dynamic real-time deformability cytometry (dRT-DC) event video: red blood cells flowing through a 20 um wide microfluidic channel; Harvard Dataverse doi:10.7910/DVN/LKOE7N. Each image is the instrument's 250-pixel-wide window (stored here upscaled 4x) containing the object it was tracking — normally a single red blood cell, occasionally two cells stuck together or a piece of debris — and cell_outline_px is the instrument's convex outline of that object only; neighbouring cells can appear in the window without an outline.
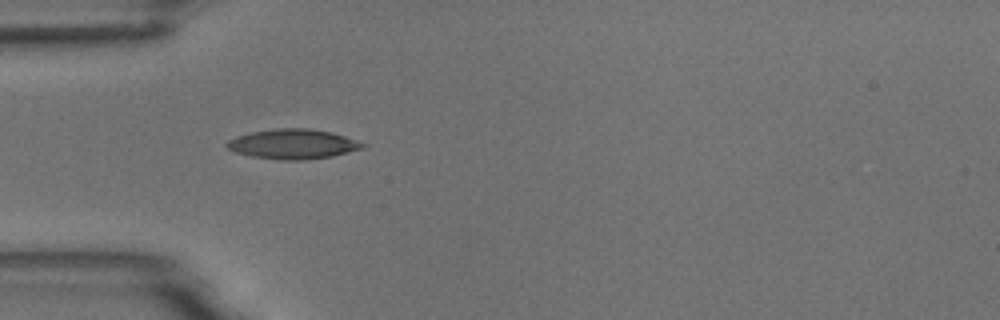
{"species": "common noctule bat (a hibernating species)", "species_latin": "Nyctalus noctula", "temperature_condition": "room temperature", "stored_images_in_passage": 5, "camera_frame_rate_fps": 3000, "um_per_image_px": 0.085, "animal": {"sex": "male", "body_mass_g": 18.8}, "frame": {"image": 1, "passage_image": 1, "time_ms": 0.0, "image_size_px": [1000, 320], "cell_outline_px": [[368, 144], [364, 148], [332, 156], [304, 160], [280, 160], [252, 156], [236, 152], [228, 148], [224, 144], [228, 140], [236, 136], [252, 132], [276, 128], [308, 128], [332, 132]], "centroid_in_image_um": [24.91, 12.24], "position_along_channel_um": 60.1, "area_um2": 23.58}}